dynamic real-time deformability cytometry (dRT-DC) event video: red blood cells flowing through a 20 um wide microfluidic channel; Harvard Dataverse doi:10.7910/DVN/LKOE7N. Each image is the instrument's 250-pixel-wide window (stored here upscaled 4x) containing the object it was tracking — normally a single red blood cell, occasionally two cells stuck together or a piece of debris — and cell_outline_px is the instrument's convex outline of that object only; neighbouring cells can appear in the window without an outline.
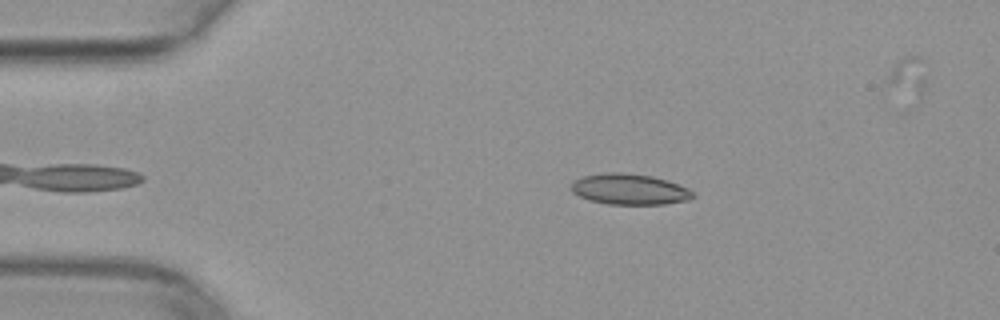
{"species": "common noctule bat (a hibernating species)", "species_latin": "Nyctalus noctula", "temperature_condition": "warm", "stored_images_in_passage": 42, "camera_frame_rate_fps": 3000, "um_per_image_px": 0.085, "animal": {"sex": "female", "body_mass_g": 29.2, "forearm_length_mm": 56.3}, "frame": {"image": 1, "passage_image": 5, "time_ms": 1.333, "image_size_px": [1000, 320], "cell_outline_px": [[696, 196], [692, 200], [664, 204], [608, 204], [588, 200], [572, 192], [568, 188], [572, 180], [584, 176], [604, 172], [624, 172], [652, 176], [668, 180], [680, 184], [688, 188]], "centroid_in_image_um": [53.5, 16.08], "position_along_channel_um": 31.5, "area_um2": 22.31}}
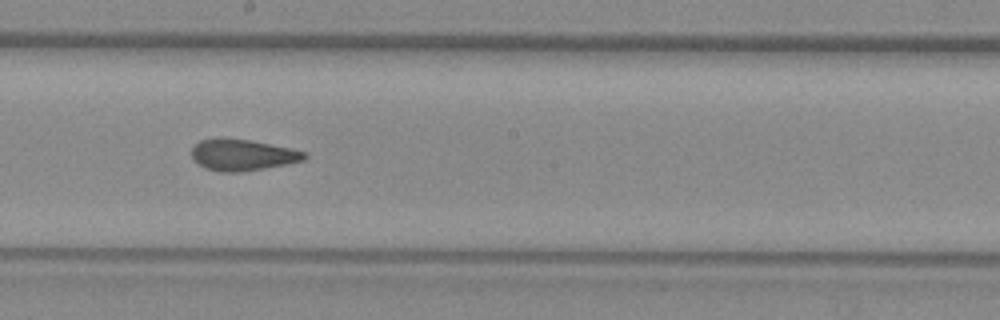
{"frame": {"image": 2, "passage_image": 23, "time_ms": 7.333, "image_size_px": [1000, 320], "cell_outline_px": [[308, 156], [304, 160], [264, 168], [240, 172], [220, 172], [204, 168], [196, 164], [192, 160], [192, 148], [200, 140], [220, 136], [248, 140], [288, 148], [304, 152]], "centroid_in_image_um": [20.51, 13.16], "position_along_channel_um": 227.7, "area_um2": 20.63}}
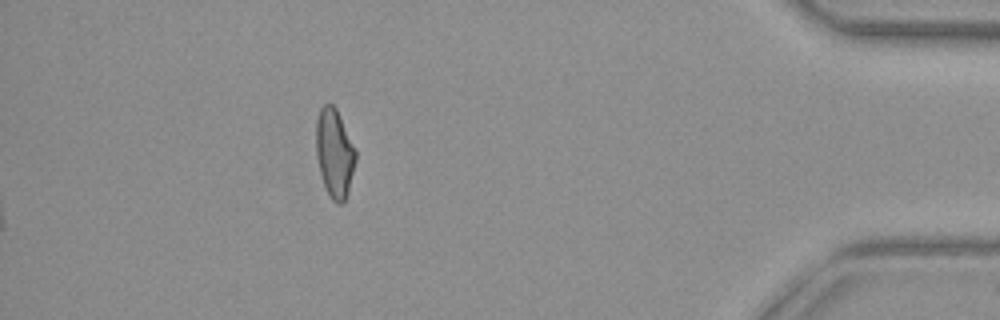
{"frame": {"image": 3, "passage_image": 40, "time_ms": 13.0, "image_size_px": [1000, 320], "cell_outline_px": [[356, 160], [348, 192], [344, 200], [340, 204], [336, 204], [332, 200], [324, 188], [316, 156], [316, 120], [320, 108], [324, 104], [332, 104], [336, 108], [356, 148]], "centroid_in_image_um": [28.43, 13.02], "position_along_channel_um": 406.8, "area_um2": 20.63}}